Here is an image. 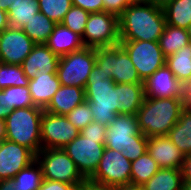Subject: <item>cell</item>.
<instances>
[{"label": "cell", "instance_id": "obj_19", "mask_svg": "<svg viewBox=\"0 0 191 190\" xmlns=\"http://www.w3.org/2000/svg\"><path fill=\"white\" fill-rule=\"evenodd\" d=\"M29 91L35 106L45 109L61 87L56 73H38L29 80Z\"/></svg>", "mask_w": 191, "mask_h": 190}, {"label": "cell", "instance_id": "obj_25", "mask_svg": "<svg viewBox=\"0 0 191 190\" xmlns=\"http://www.w3.org/2000/svg\"><path fill=\"white\" fill-rule=\"evenodd\" d=\"M165 64L185 86L191 81V43L166 57Z\"/></svg>", "mask_w": 191, "mask_h": 190}, {"label": "cell", "instance_id": "obj_52", "mask_svg": "<svg viewBox=\"0 0 191 190\" xmlns=\"http://www.w3.org/2000/svg\"><path fill=\"white\" fill-rule=\"evenodd\" d=\"M181 190H191V182H183Z\"/></svg>", "mask_w": 191, "mask_h": 190}, {"label": "cell", "instance_id": "obj_38", "mask_svg": "<svg viewBox=\"0 0 191 190\" xmlns=\"http://www.w3.org/2000/svg\"><path fill=\"white\" fill-rule=\"evenodd\" d=\"M72 5L86 10L88 13L104 11L103 0H71Z\"/></svg>", "mask_w": 191, "mask_h": 190}, {"label": "cell", "instance_id": "obj_37", "mask_svg": "<svg viewBox=\"0 0 191 190\" xmlns=\"http://www.w3.org/2000/svg\"><path fill=\"white\" fill-rule=\"evenodd\" d=\"M107 126L101 125L99 122L92 121L80 131L85 138L106 139Z\"/></svg>", "mask_w": 191, "mask_h": 190}, {"label": "cell", "instance_id": "obj_23", "mask_svg": "<svg viewBox=\"0 0 191 190\" xmlns=\"http://www.w3.org/2000/svg\"><path fill=\"white\" fill-rule=\"evenodd\" d=\"M167 136L182 153L191 155V109L182 108L179 120Z\"/></svg>", "mask_w": 191, "mask_h": 190}, {"label": "cell", "instance_id": "obj_35", "mask_svg": "<svg viewBox=\"0 0 191 190\" xmlns=\"http://www.w3.org/2000/svg\"><path fill=\"white\" fill-rule=\"evenodd\" d=\"M89 15L90 13H88L86 10L72 5L61 23L82 37Z\"/></svg>", "mask_w": 191, "mask_h": 190}, {"label": "cell", "instance_id": "obj_9", "mask_svg": "<svg viewBox=\"0 0 191 190\" xmlns=\"http://www.w3.org/2000/svg\"><path fill=\"white\" fill-rule=\"evenodd\" d=\"M81 38L83 45L90 48L119 44V16L106 11L90 13Z\"/></svg>", "mask_w": 191, "mask_h": 190}, {"label": "cell", "instance_id": "obj_39", "mask_svg": "<svg viewBox=\"0 0 191 190\" xmlns=\"http://www.w3.org/2000/svg\"><path fill=\"white\" fill-rule=\"evenodd\" d=\"M82 185L68 184L65 182L43 179L38 190H79Z\"/></svg>", "mask_w": 191, "mask_h": 190}, {"label": "cell", "instance_id": "obj_4", "mask_svg": "<svg viewBox=\"0 0 191 190\" xmlns=\"http://www.w3.org/2000/svg\"><path fill=\"white\" fill-rule=\"evenodd\" d=\"M147 141L140 132L137 114H118L107 126L105 147L121 151L131 162L147 152Z\"/></svg>", "mask_w": 191, "mask_h": 190}, {"label": "cell", "instance_id": "obj_21", "mask_svg": "<svg viewBox=\"0 0 191 190\" xmlns=\"http://www.w3.org/2000/svg\"><path fill=\"white\" fill-rule=\"evenodd\" d=\"M45 45L59 57L84 47L81 36L62 23L56 24Z\"/></svg>", "mask_w": 191, "mask_h": 190}, {"label": "cell", "instance_id": "obj_43", "mask_svg": "<svg viewBox=\"0 0 191 190\" xmlns=\"http://www.w3.org/2000/svg\"><path fill=\"white\" fill-rule=\"evenodd\" d=\"M10 112L6 107L5 93L0 90V119L5 120Z\"/></svg>", "mask_w": 191, "mask_h": 190}, {"label": "cell", "instance_id": "obj_11", "mask_svg": "<svg viewBox=\"0 0 191 190\" xmlns=\"http://www.w3.org/2000/svg\"><path fill=\"white\" fill-rule=\"evenodd\" d=\"M142 81L165 65L166 57L158 41H120Z\"/></svg>", "mask_w": 191, "mask_h": 190}, {"label": "cell", "instance_id": "obj_36", "mask_svg": "<svg viewBox=\"0 0 191 190\" xmlns=\"http://www.w3.org/2000/svg\"><path fill=\"white\" fill-rule=\"evenodd\" d=\"M66 117L80 131L93 121V114L86 100L72 109Z\"/></svg>", "mask_w": 191, "mask_h": 190}, {"label": "cell", "instance_id": "obj_24", "mask_svg": "<svg viewBox=\"0 0 191 190\" xmlns=\"http://www.w3.org/2000/svg\"><path fill=\"white\" fill-rule=\"evenodd\" d=\"M182 183L181 169L160 168L142 187L144 190H181Z\"/></svg>", "mask_w": 191, "mask_h": 190}, {"label": "cell", "instance_id": "obj_22", "mask_svg": "<svg viewBox=\"0 0 191 190\" xmlns=\"http://www.w3.org/2000/svg\"><path fill=\"white\" fill-rule=\"evenodd\" d=\"M144 99V83L118 84L119 114H137Z\"/></svg>", "mask_w": 191, "mask_h": 190}, {"label": "cell", "instance_id": "obj_50", "mask_svg": "<svg viewBox=\"0 0 191 190\" xmlns=\"http://www.w3.org/2000/svg\"><path fill=\"white\" fill-rule=\"evenodd\" d=\"M6 138L5 120L0 119V142Z\"/></svg>", "mask_w": 191, "mask_h": 190}, {"label": "cell", "instance_id": "obj_27", "mask_svg": "<svg viewBox=\"0 0 191 190\" xmlns=\"http://www.w3.org/2000/svg\"><path fill=\"white\" fill-rule=\"evenodd\" d=\"M159 45L165 57L176 53L190 43L186 29L166 24L164 32L159 38Z\"/></svg>", "mask_w": 191, "mask_h": 190}, {"label": "cell", "instance_id": "obj_30", "mask_svg": "<svg viewBox=\"0 0 191 190\" xmlns=\"http://www.w3.org/2000/svg\"><path fill=\"white\" fill-rule=\"evenodd\" d=\"M159 169L157 162L151 157L149 152H145L142 156L131 162L130 184L143 185Z\"/></svg>", "mask_w": 191, "mask_h": 190}, {"label": "cell", "instance_id": "obj_26", "mask_svg": "<svg viewBox=\"0 0 191 190\" xmlns=\"http://www.w3.org/2000/svg\"><path fill=\"white\" fill-rule=\"evenodd\" d=\"M55 26V22L39 11L21 29L35 44H46Z\"/></svg>", "mask_w": 191, "mask_h": 190}, {"label": "cell", "instance_id": "obj_46", "mask_svg": "<svg viewBox=\"0 0 191 190\" xmlns=\"http://www.w3.org/2000/svg\"><path fill=\"white\" fill-rule=\"evenodd\" d=\"M10 27L8 13L0 9V33Z\"/></svg>", "mask_w": 191, "mask_h": 190}, {"label": "cell", "instance_id": "obj_3", "mask_svg": "<svg viewBox=\"0 0 191 190\" xmlns=\"http://www.w3.org/2000/svg\"><path fill=\"white\" fill-rule=\"evenodd\" d=\"M184 97L146 98L137 112L140 132L147 138L168 135L177 123Z\"/></svg>", "mask_w": 191, "mask_h": 190}, {"label": "cell", "instance_id": "obj_33", "mask_svg": "<svg viewBox=\"0 0 191 190\" xmlns=\"http://www.w3.org/2000/svg\"><path fill=\"white\" fill-rule=\"evenodd\" d=\"M2 91L5 93L6 107L10 111L17 108H28L35 106L28 86H11L2 89Z\"/></svg>", "mask_w": 191, "mask_h": 190}, {"label": "cell", "instance_id": "obj_12", "mask_svg": "<svg viewBox=\"0 0 191 190\" xmlns=\"http://www.w3.org/2000/svg\"><path fill=\"white\" fill-rule=\"evenodd\" d=\"M105 149V139L85 138L79 134L63 150L74 161L81 175L88 180L98 167Z\"/></svg>", "mask_w": 191, "mask_h": 190}, {"label": "cell", "instance_id": "obj_48", "mask_svg": "<svg viewBox=\"0 0 191 190\" xmlns=\"http://www.w3.org/2000/svg\"><path fill=\"white\" fill-rule=\"evenodd\" d=\"M172 1L174 0H150L151 3L162 9L170 4Z\"/></svg>", "mask_w": 191, "mask_h": 190}, {"label": "cell", "instance_id": "obj_31", "mask_svg": "<svg viewBox=\"0 0 191 190\" xmlns=\"http://www.w3.org/2000/svg\"><path fill=\"white\" fill-rule=\"evenodd\" d=\"M13 179L20 190H38L43 181L41 165L35 160L28 167L20 170Z\"/></svg>", "mask_w": 191, "mask_h": 190}, {"label": "cell", "instance_id": "obj_20", "mask_svg": "<svg viewBox=\"0 0 191 190\" xmlns=\"http://www.w3.org/2000/svg\"><path fill=\"white\" fill-rule=\"evenodd\" d=\"M85 100V89L77 86L61 85L44 111L66 116Z\"/></svg>", "mask_w": 191, "mask_h": 190}, {"label": "cell", "instance_id": "obj_45", "mask_svg": "<svg viewBox=\"0 0 191 190\" xmlns=\"http://www.w3.org/2000/svg\"><path fill=\"white\" fill-rule=\"evenodd\" d=\"M184 106L191 109V81L184 86Z\"/></svg>", "mask_w": 191, "mask_h": 190}, {"label": "cell", "instance_id": "obj_40", "mask_svg": "<svg viewBox=\"0 0 191 190\" xmlns=\"http://www.w3.org/2000/svg\"><path fill=\"white\" fill-rule=\"evenodd\" d=\"M104 11L120 16L130 5L126 0H103Z\"/></svg>", "mask_w": 191, "mask_h": 190}, {"label": "cell", "instance_id": "obj_7", "mask_svg": "<svg viewBox=\"0 0 191 190\" xmlns=\"http://www.w3.org/2000/svg\"><path fill=\"white\" fill-rule=\"evenodd\" d=\"M41 165L43 179L82 185L86 179L63 148L41 149L36 155Z\"/></svg>", "mask_w": 191, "mask_h": 190}, {"label": "cell", "instance_id": "obj_15", "mask_svg": "<svg viewBox=\"0 0 191 190\" xmlns=\"http://www.w3.org/2000/svg\"><path fill=\"white\" fill-rule=\"evenodd\" d=\"M35 160L30 149L4 139L0 142V180L13 178Z\"/></svg>", "mask_w": 191, "mask_h": 190}, {"label": "cell", "instance_id": "obj_6", "mask_svg": "<svg viewBox=\"0 0 191 190\" xmlns=\"http://www.w3.org/2000/svg\"><path fill=\"white\" fill-rule=\"evenodd\" d=\"M96 63V48L82 49L60 57L56 74L63 86L85 89L88 77Z\"/></svg>", "mask_w": 191, "mask_h": 190}, {"label": "cell", "instance_id": "obj_13", "mask_svg": "<svg viewBox=\"0 0 191 190\" xmlns=\"http://www.w3.org/2000/svg\"><path fill=\"white\" fill-rule=\"evenodd\" d=\"M40 134L42 149H58L72 142L80 134V130L66 116L44 111Z\"/></svg>", "mask_w": 191, "mask_h": 190}, {"label": "cell", "instance_id": "obj_44", "mask_svg": "<svg viewBox=\"0 0 191 190\" xmlns=\"http://www.w3.org/2000/svg\"><path fill=\"white\" fill-rule=\"evenodd\" d=\"M0 190H20L13 178L0 180Z\"/></svg>", "mask_w": 191, "mask_h": 190}, {"label": "cell", "instance_id": "obj_16", "mask_svg": "<svg viewBox=\"0 0 191 190\" xmlns=\"http://www.w3.org/2000/svg\"><path fill=\"white\" fill-rule=\"evenodd\" d=\"M144 83L146 98L184 97V86L165 64L157 69Z\"/></svg>", "mask_w": 191, "mask_h": 190}, {"label": "cell", "instance_id": "obj_32", "mask_svg": "<svg viewBox=\"0 0 191 190\" xmlns=\"http://www.w3.org/2000/svg\"><path fill=\"white\" fill-rule=\"evenodd\" d=\"M29 80L24 74L21 65L0 62V90L11 86L26 87L29 84Z\"/></svg>", "mask_w": 191, "mask_h": 190}, {"label": "cell", "instance_id": "obj_2", "mask_svg": "<svg viewBox=\"0 0 191 190\" xmlns=\"http://www.w3.org/2000/svg\"><path fill=\"white\" fill-rule=\"evenodd\" d=\"M93 121L108 126L119 114L118 84L95 63L85 87Z\"/></svg>", "mask_w": 191, "mask_h": 190}, {"label": "cell", "instance_id": "obj_10", "mask_svg": "<svg viewBox=\"0 0 191 190\" xmlns=\"http://www.w3.org/2000/svg\"><path fill=\"white\" fill-rule=\"evenodd\" d=\"M130 178L131 161L121 151L105 147L98 167L88 180L101 185L119 187L130 184Z\"/></svg>", "mask_w": 191, "mask_h": 190}, {"label": "cell", "instance_id": "obj_41", "mask_svg": "<svg viewBox=\"0 0 191 190\" xmlns=\"http://www.w3.org/2000/svg\"><path fill=\"white\" fill-rule=\"evenodd\" d=\"M79 190H118V187L101 185V184L94 183L90 180H86L82 184V186L79 188Z\"/></svg>", "mask_w": 191, "mask_h": 190}, {"label": "cell", "instance_id": "obj_49", "mask_svg": "<svg viewBox=\"0 0 191 190\" xmlns=\"http://www.w3.org/2000/svg\"><path fill=\"white\" fill-rule=\"evenodd\" d=\"M15 1L17 0H0V9L8 12L9 7Z\"/></svg>", "mask_w": 191, "mask_h": 190}, {"label": "cell", "instance_id": "obj_18", "mask_svg": "<svg viewBox=\"0 0 191 190\" xmlns=\"http://www.w3.org/2000/svg\"><path fill=\"white\" fill-rule=\"evenodd\" d=\"M59 60L60 57L45 44H36L21 66L24 74L31 79L38 71L40 73H56Z\"/></svg>", "mask_w": 191, "mask_h": 190}, {"label": "cell", "instance_id": "obj_5", "mask_svg": "<svg viewBox=\"0 0 191 190\" xmlns=\"http://www.w3.org/2000/svg\"><path fill=\"white\" fill-rule=\"evenodd\" d=\"M44 109L32 106L17 108L5 119L6 140L25 146L35 155L42 149L41 118Z\"/></svg>", "mask_w": 191, "mask_h": 190}, {"label": "cell", "instance_id": "obj_53", "mask_svg": "<svg viewBox=\"0 0 191 190\" xmlns=\"http://www.w3.org/2000/svg\"><path fill=\"white\" fill-rule=\"evenodd\" d=\"M187 31H188V35H189V41L191 43V24L189 25Z\"/></svg>", "mask_w": 191, "mask_h": 190}, {"label": "cell", "instance_id": "obj_17", "mask_svg": "<svg viewBox=\"0 0 191 190\" xmlns=\"http://www.w3.org/2000/svg\"><path fill=\"white\" fill-rule=\"evenodd\" d=\"M147 151L159 168L181 169L186 157L167 135L149 137Z\"/></svg>", "mask_w": 191, "mask_h": 190}, {"label": "cell", "instance_id": "obj_1", "mask_svg": "<svg viewBox=\"0 0 191 190\" xmlns=\"http://www.w3.org/2000/svg\"><path fill=\"white\" fill-rule=\"evenodd\" d=\"M166 24L162 8L151 2L130 4L119 16L120 41H159Z\"/></svg>", "mask_w": 191, "mask_h": 190}, {"label": "cell", "instance_id": "obj_42", "mask_svg": "<svg viewBox=\"0 0 191 190\" xmlns=\"http://www.w3.org/2000/svg\"><path fill=\"white\" fill-rule=\"evenodd\" d=\"M181 171L183 182H191V155L185 157Z\"/></svg>", "mask_w": 191, "mask_h": 190}, {"label": "cell", "instance_id": "obj_29", "mask_svg": "<svg viewBox=\"0 0 191 190\" xmlns=\"http://www.w3.org/2000/svg\"><path fill=\"white\" fill-rule=\"evenodd\" d=\"M163 10L168 25L188 29L191 24V0H174Z\"/></svg>", "mask_w": 191, "mask_h": 190}, {"label": "cell", "instance_id": "obj_47", "mask_svg": "<svg viewBox=\"0 0 191 190\" xmlns=\"http://www.w3.org/2000/svg\"><path fill=\"white\" fill-rule=\"evenodd\" d=\"M118 190H144L142 185L126 184L124 186H119Z\"/></svg>", "mask_w": 191, "mask_h": 190}, {"label": "cell", "instance_id": "obj_51", "mask_svg": "<svg viewBox=\"0 0 191 190\" xmlns=\"http://www.w3.org/2000/svg\"><path fill=\"white\" fill-rule=\"evenodd\" d=\"M129 4L148 3L150 0H126Z\"/></svg>", "mask_w": 191, "mask_h": 190}, {"label": "cell", "instance_id": "obj_28", "mask_svg": "<svg viewBox=\"0 0 191 190\" xmlns=\"http://www.w3.org/2000/svg\"><path fill=\"white\" fill-rule=\"evenodd\" d=\"M39 12L38 0H17L8 9L10 27L22 28Z\"/></svg>", "mask_w": 191, "mask_h": 190}, {"label": "cell", "instance_id": "obj_34", "mask_svg": "<svg viewBox=\"0 0 191 190\" xmlns=\"http://www.w3.org/2000/svg\"><path fill=\"white\" fill-rule=\"evenodd\" d=\"M39 11L56 24L61 23L72 7L71 0H38Z\"/></svg>", "mask_w": 191, "mask_h": 190}, {"label": "cell", "instance_id": "obj_8", "mask_svg": "<svg viewBox=\"0 0 191 190\" xmlns=\"http://www.w3.org/2000/svg\"><path fill=\"white\" fill-rule=\"evenodd\" d=\"M96 64L101 68V72L109 74L116 84L143 83L120 44L96 48Z\"/></svg>", "mask_w": 191, "mask_h": 190}, {"label": "cell", "instance_id": "obj_14", "mask_svg": "<svg viewBox=\"0 0 191 190\" xmlns=\"http://www.w3.org/2000/svg\"><path fill=\"white\" fill-rule=\"evenodd\" d=\"M35 45L22 29L8 27L0 33V62L22 65Z\"/></svg>", "mask_w": 191, "mask_h": 190}]
</instances>
